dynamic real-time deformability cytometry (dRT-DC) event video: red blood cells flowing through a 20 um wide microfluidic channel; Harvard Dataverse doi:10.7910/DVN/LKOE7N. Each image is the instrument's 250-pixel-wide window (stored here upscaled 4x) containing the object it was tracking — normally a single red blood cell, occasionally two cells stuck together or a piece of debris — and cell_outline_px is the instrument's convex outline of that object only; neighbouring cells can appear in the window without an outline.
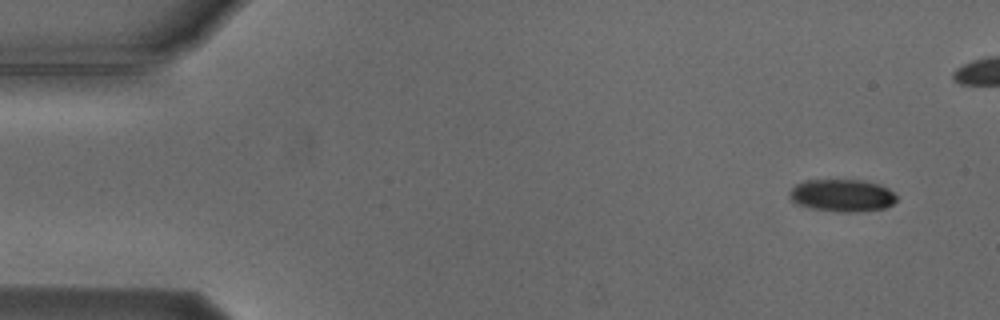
{"species": "Egyptian fruit bat (a non-hibernating species)", "species_latin": "Rousettus aegyptiacus", "temperature_condition": "cold", "stored_images_in_passage": 6, "camera_frame_rate_fps": 3000, "um_per_image_px": 0.085, "animal": {"sex": "male"}, "frame": {"image": 1, "passage_image": 1, "time_ms": 0.0, "image_size_px": [1000, 320], "cell_outline_px": [[896, 200], [892, 204], [884, 208], [856, 212], [836, 212], [812, 208], [796, 204], [788, 196], [788, 192], [796, 184], [804, 180], [864, 180], [880, 184], [888, 188], [896, 196]], "centroid_in_image_um": [71.55, 16.61], "position_along_channel_um": 13.4, "area_um2": 20.35}}
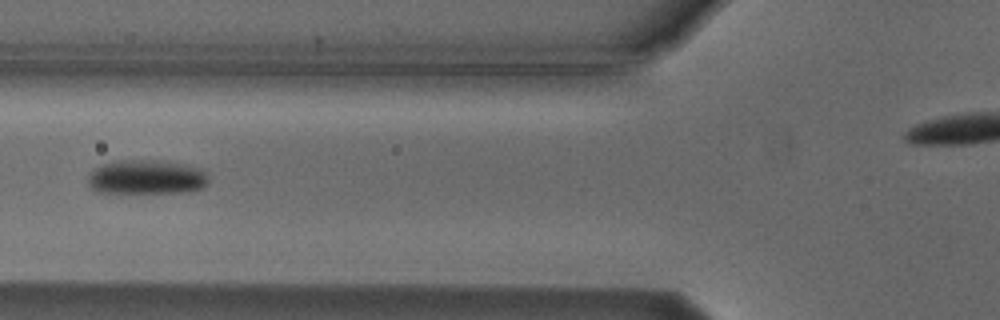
{"frame": {"image": 2, "passage_image": 6, "time_ms": 5.667, "image_size_px": [1000, 320], "cell_outline_px": [[208, 184], [204, 188], [188, 192], [100, 192], [92, 188], [88, 184], [88, 176], [96, 168], [104, 164], [120, 160], [160, 160], [184, 164], [200, 168], [208, 176]], "centroid_in_image_um": [12.51, 15.05], "position_along_channel_um": 113.3, "area_um2": 24.04}}